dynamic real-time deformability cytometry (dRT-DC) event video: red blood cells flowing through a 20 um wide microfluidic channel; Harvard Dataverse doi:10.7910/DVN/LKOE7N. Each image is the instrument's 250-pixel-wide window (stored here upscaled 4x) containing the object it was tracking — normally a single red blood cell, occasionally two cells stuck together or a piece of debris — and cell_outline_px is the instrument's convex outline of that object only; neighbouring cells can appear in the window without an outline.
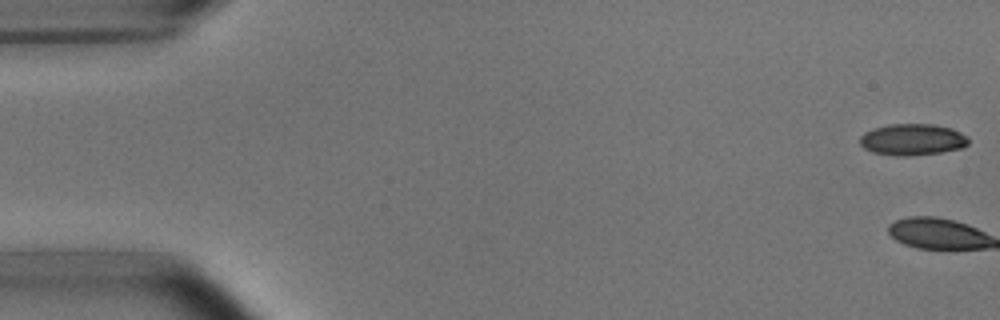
{"species": "common noctule bat (a hibernating species)", "species_latin": "Nyctalus noctula", "temperature_condition": "room temperature", "stored_images_in_passage": 5, "camera_frame_rate_fps": 3000, "um_per_image_px": 0.085, "animal": {"sex": "male", "body_mass_g": 15.6}, "frame": {"image": 1, "passage_image": 1, "time_ms": 0.0, "image_size_px": [1000, 320], "cell_outline_px": [[968, 144], [964, 148], [940, 152], [908, 156], [896, 156], [872, 152], [864, 148], [860, 144], [860, 136], [864, 132], [872, 128], [888, 124], [932, 124], [952, 128], [968, 136]], "centroid_in_image_um": [77.55, 11.86], "position_along_channel_um": 7.5, "area_um2": 20.11}}